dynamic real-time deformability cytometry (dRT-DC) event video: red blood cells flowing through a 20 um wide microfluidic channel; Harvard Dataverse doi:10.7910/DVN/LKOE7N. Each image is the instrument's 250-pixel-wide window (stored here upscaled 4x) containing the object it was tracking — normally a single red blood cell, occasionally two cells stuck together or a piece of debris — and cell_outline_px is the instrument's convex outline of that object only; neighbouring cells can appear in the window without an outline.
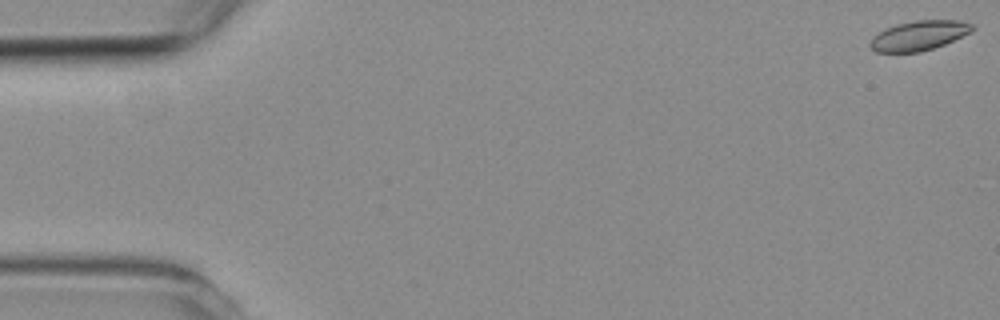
{"species": "common noctule bat (a hibernating species)", "species_latin": "Nyctalus noctula", "temperature_condition": "room temperature", "stored_images_in_passage": 3, "camera_frame_rate_fps": 3000, "um_per_image_px": 0.085, "animal": {"sex": "female", "body_mass_g": 19.3, "forearm_length_mm": 54.1}, "frame": {"image": 1, "passage_image": 1, "time_ms": 0.0, "image_size_px": [1000, 320], "cell_outline_px": [[976, 28], [972, 32], [944, 44], [920, 52], [876, 52], [868, 44], [872, 36], [896, 24], [916, 20], [960, 20], [976, 24]], "centroid_in_image_um": [78.16, 3.01], "position_along_channel_um": 6.8, "area_um2": 17.74}}